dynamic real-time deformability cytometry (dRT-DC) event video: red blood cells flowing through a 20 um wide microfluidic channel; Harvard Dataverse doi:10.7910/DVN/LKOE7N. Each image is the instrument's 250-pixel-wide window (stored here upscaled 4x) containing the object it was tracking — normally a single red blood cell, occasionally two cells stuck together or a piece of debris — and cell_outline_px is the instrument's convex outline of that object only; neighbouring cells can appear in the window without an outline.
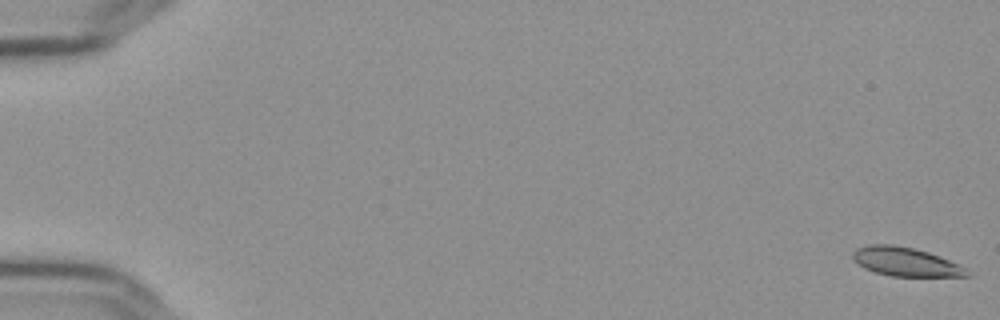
{"species": "Egyptian fruit bat (a non-hibernating species)", "species_latin": "Rousettus aegyptiacus", "temperature_condition": "cold", "stored_images_in_passage": 54, "camera_frame_rate_fps": 3000, "um_per_image_px": 0.085, "frame": {"image": 1, "passage_image": 1, "time_ms": 0.0, "image_size_px": [1000, 320], "cell_outline_px": [[972, 276], [892, 276], [876, 272], [864, 268], [852, 260], [852, 252], [856, 248], [868, 244], [892, 244], [912, 248], [928, 252], [940, 256], [968, 268]], "centroid_in_image_um": [76.97, 22.25], "position_along_channel_um": 8.0, "area_um2": 19.31}}
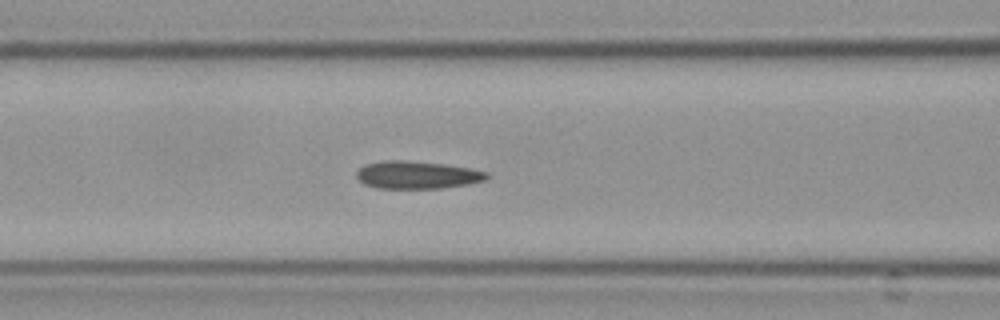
{"frame": {"image": 2, "passage_image": 25, "time_ms": 8.0, "image_size_px": [1000, 320], "cell_outline_px": [[488, 176], [484, 180], [468, 184], [440, 188], [376, 188], [364, 184], [356, 176], [356, 172], [364, 164], [384, 160], [404, 160], [444, 164], [468, 168], [488, 172]], "centroid_in_image_um": [35.41, 14.86], "position_along_channel_um": 131.2, "area_um2": 20.87}}
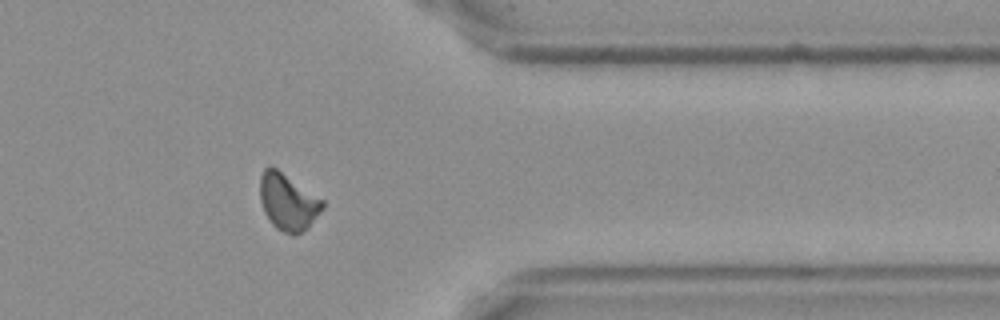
{"frame": {"image": 3, "passage_image": 47, "time_ms": 15.333, "image_size_px": [1000, 320], "cell_outline_px": [[324, 208], [308, 228], [292, 236], [276, 228], [272, 224], [264, 212], [260, 200], [260, 176], [264, 168], [268, 164], [272, 164], [324, 200]], "centroid_in_image_um": [24.47, 17.13], "position_along_channel_um": 386.9, "area_um2": 21.04}, "authors_computed_cell_mechanics": {"area_um2": 20.23, "velocity_mm_per_s": 3.6291, "shape_relaxation_time_tau1_ms": null, "shape_relaxation_time_tau2_ms": 3.0996, "deformation_change_tau1": null, "deformation_change_tau2": 0.0841}}